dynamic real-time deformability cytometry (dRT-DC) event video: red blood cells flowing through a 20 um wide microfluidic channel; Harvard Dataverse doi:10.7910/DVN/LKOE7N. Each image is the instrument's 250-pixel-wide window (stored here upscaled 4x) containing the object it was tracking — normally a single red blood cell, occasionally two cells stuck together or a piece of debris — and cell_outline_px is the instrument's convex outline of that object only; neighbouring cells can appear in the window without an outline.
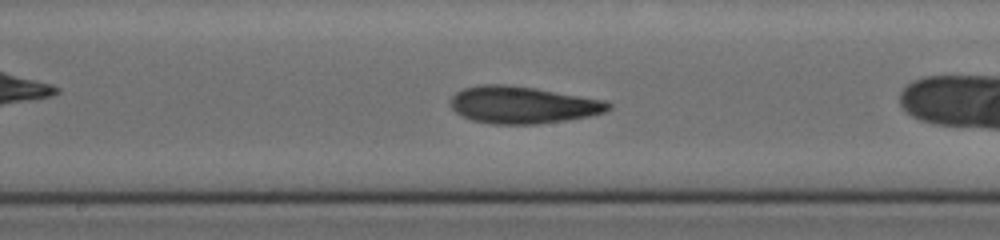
{"species": "human", "species_latin": "Homo sapiens", "temperature_condition": "cold", "stored_images_in_passage": 37, "camera_frame_rate_fps": 3000, "um_per_image_px": 0.085, "donor": {"sex": "female"}, "frame": {"image": 1, "passage_image": 11, "time_ms": 3.0, "image_size_px": [1000, 240], "cell_outline_px": [[612, 108], [604, 112], [588, 116], [568, 120], [536, 124], [492, 124], [472, 120], [456, 112], [452, 108], [452, 96], [456, 92], [464, 88], [480, 84], [508, 84], [536, 88], [604, 100], [612, 104]], "centroid_in_image_um": [44.44, 8.91], "position_along_channel_um": 203.8, "area_um2": 34.1}}
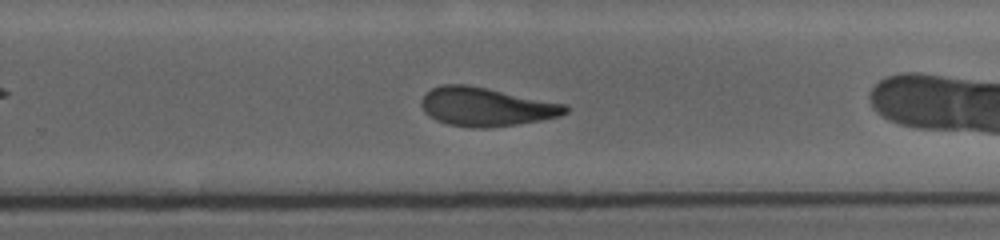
{"frame": {"image": 2, "passage_image": 19, "time_ms": 5.333, "image_size_px": [1000, 240], "cell_outline_px": [[568, 112], [560, 116], [540, 120], [516, 124], [484, 128], [472, 128], [448, 124], [436, 120], [424, 112], [420, 104], [420, 100], [432, 88], [444, 84], [468, 84], [568, 104]], "centroid_in_image_um": [41.32, 9.07], "position_along_channel_um": 288.5, "area_um2": 32.54}}
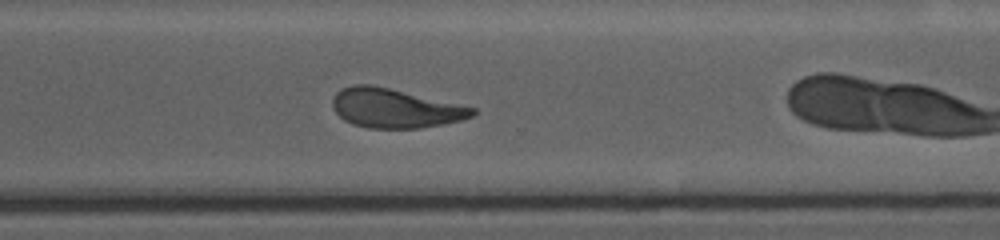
{"frame": {"image": 3, "passage_image": 23, "time_ms": 6.667, "image_size_px": [1000, 240], "cell_outline_px": [[476, 112], [472, 116], [460, 120], [420, 128], [368, 128], [352, 124], [344, 120], [332, 108], [332, 100], [336, 92], [340, 88], [356, 84], [368, 84], [388, 88], [476, 108]], "centroid_in_image_um": [33.52, 9.2], "position_along_channel_um": 337.1, "area_um2": 31.62}, "authors_computed_cell_mechanics": {"area_um2": 33.7552, "velocity_mm_per_s": 3.6525, "shape_relaxation_time_tau1_ms": 3.7625, "shape_relaxation_time_tau2_ms": 1.7249, "deformation_change_tau1": 0.1104, "deformation_change_tau2": 0.0819}}